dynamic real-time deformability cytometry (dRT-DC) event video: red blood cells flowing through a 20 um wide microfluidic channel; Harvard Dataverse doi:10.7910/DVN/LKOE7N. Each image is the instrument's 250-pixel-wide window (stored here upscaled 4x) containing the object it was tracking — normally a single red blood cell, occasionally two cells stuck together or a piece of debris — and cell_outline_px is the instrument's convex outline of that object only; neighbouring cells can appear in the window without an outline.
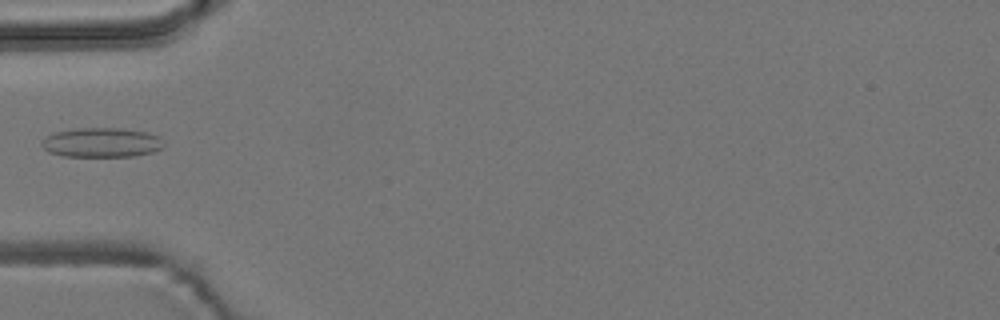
{"species": "common noctule bat (a hibernating species)", "species_latin": "Nyctalus noctula", "temperature_condition": "room temperature", "stored_images_in_passage": 6, "camera_frame_rate_fps": 3000, "um_per_image_px": 0.085, "animal": {"sex": "male", "body_mass_g": 19.2, "forearm_length_mm": 51.8}, "frame": {"image": 1, "passage_image": 5, "time_ms": 5.667, "image_size_px": [1000, 320], "cell_outline_px": [[164, 144], [160, 148], [152, 152], [136, 156], [64, 156], [48, 152], [40, 144], [40, 140], [56, 132], [76, 128], [120, 128], [148, 132], [160, 136]], "centroid_in_image_um": [8.63, 12.11], "position_along_channel_um": 76.4, "area_um2": 21.04}}